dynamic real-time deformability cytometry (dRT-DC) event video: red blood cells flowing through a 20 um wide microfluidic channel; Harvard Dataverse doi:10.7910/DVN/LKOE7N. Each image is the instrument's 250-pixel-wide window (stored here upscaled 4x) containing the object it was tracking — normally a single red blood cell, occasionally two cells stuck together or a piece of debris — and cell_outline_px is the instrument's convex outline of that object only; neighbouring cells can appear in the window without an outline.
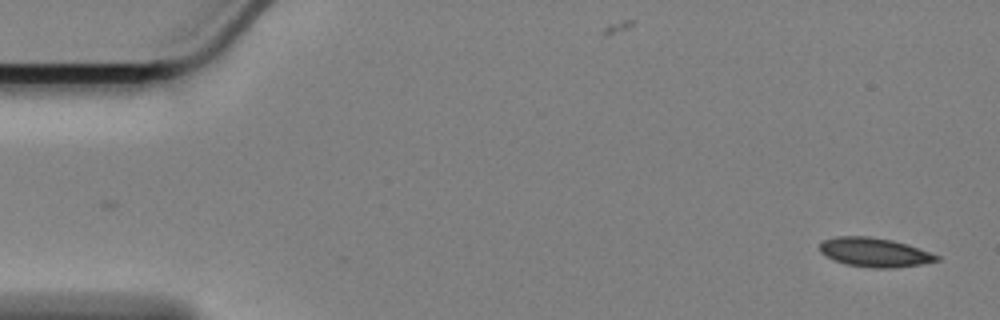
{"species": "Egyptian fruit bat (a non-hibernating species)", "species_latin": "Rousettus aegyptiacus", "temperature_condition": "cold", "stored_images_in_passage": 57, "camera_frame_rate_fps": 3000, "um_per_image_px": 0.085, "animal": {"sex": "female"}, "frame": {"image": 1, "passage_image": 1, "time_ms": 0.0, "image_size_px": [1000, 320], "cell_outline_px": [[940, 260], [920, 264], [888, 268], [876, 268], [848, 264], [836, 260], [820, 252], [820, 244], [824, 240], [836, 236], [868, 236], [892, 240], [908, 244], [940, 256]], "centroid_in_image_um": [74.36, 21.43], "position_along_channel_um": 10.6, "area_um2": 19.48}}
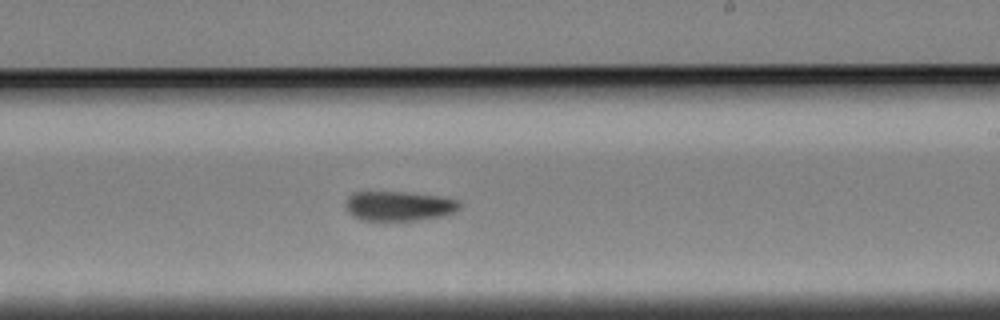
{"frame": {"image": 2, "passage_image": 33, "time_ms": 10.667, "image_size_px": [1000, 320], "cell_outline_px": [[464, 204], [456, 212], [444, 216], [416, 220], [360, 220], [352, 216], [348, 212], [344, 204], [348, 196], [352, 192], [408, 192], [440, 196], [460, 200]], "centroid_in_image_um": [33.95, 17.5], "position_along_channel_um": 255.1, "area_um2": 20.11}}
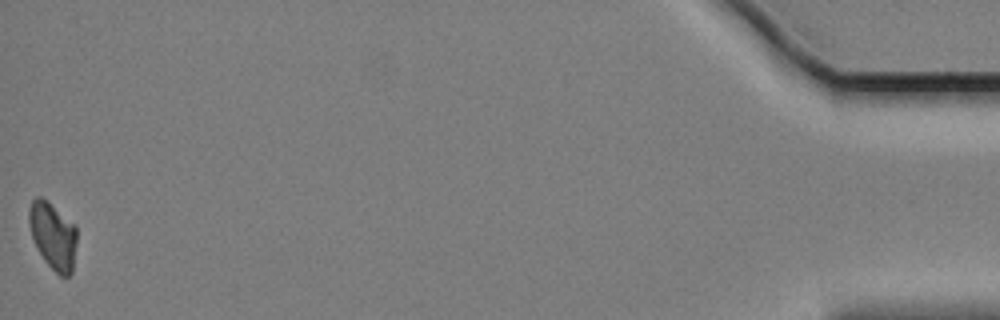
{"frame": {"image": 3, "passage_image": 57, "time_ms": 18.667, "image_size_px": [1000, 320], "cell_outline_px": [[76, 240], [72, 272], [68, 276], [60, 276], [44, 260], [32, 240], [28, 220], [28, 208], [32, 200], [36, 196], [40, 196], [76, 224]], "centroid_in_image_um": [4.48, 20.02], "position_along_channel_um": 430.7, "area_um2": 18.67}}